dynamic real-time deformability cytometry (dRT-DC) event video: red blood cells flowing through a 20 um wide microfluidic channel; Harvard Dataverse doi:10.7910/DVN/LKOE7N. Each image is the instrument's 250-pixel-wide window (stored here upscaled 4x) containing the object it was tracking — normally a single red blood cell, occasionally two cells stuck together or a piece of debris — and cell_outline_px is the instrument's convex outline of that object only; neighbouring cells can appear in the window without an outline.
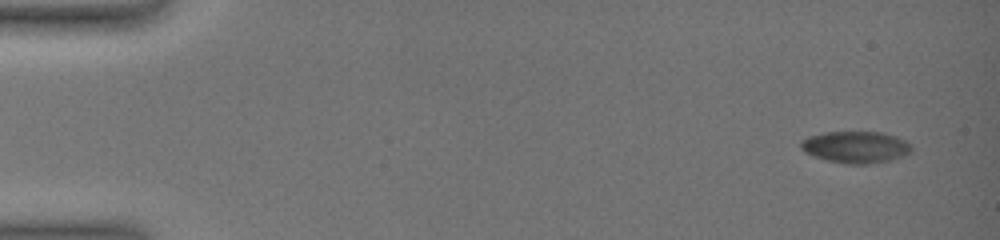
{"species": "common noctule bat (a hibernating species)", "species_latin": "Nyctalus noctula", "temperature_condition": "warm", "stored_images_in_passage": 26, "camera_frame_rate_fps": 3000, "um_per_image_px": 0.085, "animal": {"sex": "female", "body_mass_g": 19.0, "forearm_length_mm": 51.5}, "frame": {"image": 1, "passage_image": 1, "time_ms": 0.0, "image_size_px": [1000, 240], "cell_outline_px": [[912, 152], [904, 156], [888, 160], [868, 164], [844, 164], [812, 156], [804, 152], [800, 148], [800, 140], [808, 136], [824, 132], [880, 132], [896, 136], [904, 140], [912, 148]], "centroid_in_image_um": [72.69, 12.5], "position_along_channel_um": 12.3, "area_um2": 20.58}}
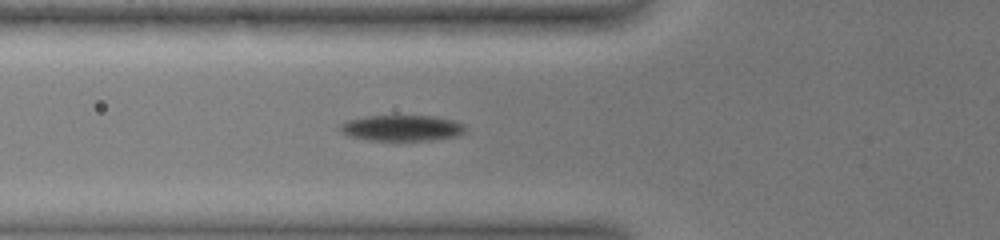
{"frame": {"image": 2, "passage_image": 14, "time_ms": 5.667, "image_size_px": [1000, 240], "cell_outline_px": [[464, 132], [460, 136], [432, 140], [396, 144], [368, 140], [348, 136], [340, 132], [340, 124], [344, 120], [368, 116], [436, 116], [456, 120], [464, 124]], "centroid_in_image_um": [34.15, 10.93], "position_along_channel_um": 91.7, "area_um2": 20.06}}
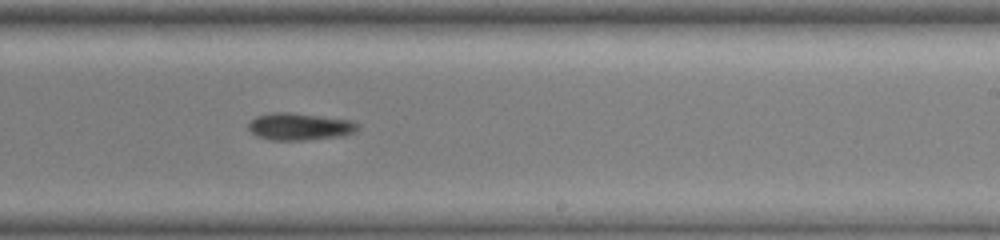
{"frame": {"image": 3, "passage_image": 26, "time_ms": 10.0, "image_size_px": [1000, 240], "cell_outline_px": [[360, 128], [356, 132], [344, 136], [304, 140], [268, 140], [256, 136], [248, 128], [248, 124], [256, 116], [272, 112], [292, 112], [352, 120], [360, 124]], "centroid_in_image_um": [25.51, 10.76], "position_along_channel_um": 263.5, "area_um2": 17.63}}